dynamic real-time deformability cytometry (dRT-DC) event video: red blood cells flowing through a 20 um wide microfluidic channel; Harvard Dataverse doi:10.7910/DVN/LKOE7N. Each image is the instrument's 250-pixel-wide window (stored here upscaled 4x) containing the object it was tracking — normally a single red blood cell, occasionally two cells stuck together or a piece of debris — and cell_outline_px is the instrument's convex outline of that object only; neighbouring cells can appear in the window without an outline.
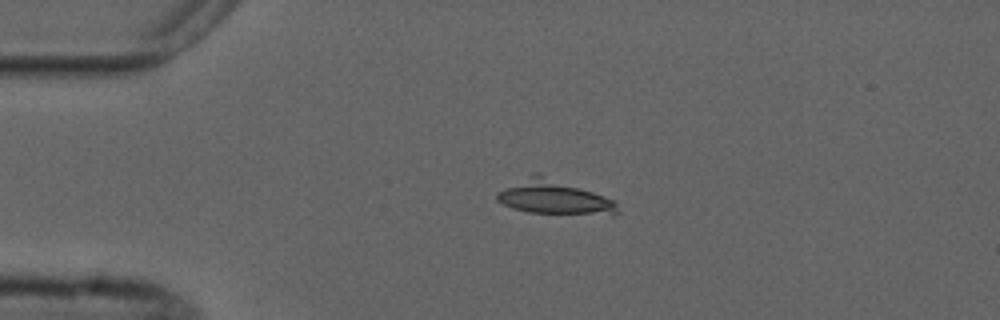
{"species": "common noctule bat (a hibernating species)", "species_latin": "Nyctalus noctula", "temperature_condition": "cold", "stored_images_in_passage": 2, "camera_frame_rate_fps": 3000, "um_per_image_px": 0.085, "animal": {"sex": "male", "forearm_length_mm": 52.5}, "frame": {"image": 1, "passage_image": 1, "time_ms": 0.0, "image_size_px": [1000, 320], "cell_outline_px": [[620, 212], [616, 216], [612, 216], [528, 212], [512, 208], [496, 200], [496, 192], [532, 172], [540, 172], [616, 200]], "centroid_in_image_um": [47.16, 16.77], "position_along_channel_um": 37.8, "area_um2": 24.8}}